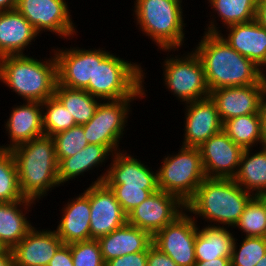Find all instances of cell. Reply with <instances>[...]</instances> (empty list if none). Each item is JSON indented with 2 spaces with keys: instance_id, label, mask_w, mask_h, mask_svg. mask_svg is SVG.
Instances as JSON below:
<instances>
[{
  "instance_id": "6da1fadb",
  "label": "cell",
  "mask_w": 266,
  "mask_h": 266,
  "mask_svg": "<svg viewBox=\"0 0 266 266\" xmlns=\"http://www.w3.org/2000/svg\"><path fill=\"white\" fill-rule=\"evenodd\" d=\"M193 47L201 59L209 91L223 87L257 84L263 71L239 54L219 34L204 32Z\"/></svg>"
},
{
  "instance_id": "7a4b0ae2",
  "label": "cell",
  "mask_w": 266,
  "mask_h": 266,
  "mask_svg": "<svg viewBox=\"0 0 266 266\" xmlns=\"http://www.w3.org/2000/svg\"><path fill=\"white\" fill-rule=\"evenodd\" d=\"M18 169L22 196L34 202L42 201L58 182V160L54 139L42 135L11 150Z\"/></svg>"
},
{
  "instance_id": "3957f363",
  "label": "cell",
  "mask_w": 266,
  "mask_h": 266,
  "mask_svg": "<svg viewBox=\"0 0 266 266\" xmlns=\"http://www.w3.org/2000/svg\"><path fill=\"white\" fill-rule=\"evenodd\" d=\"M253 196L234 179L205 178L185 206L196 222L201 218L207 226L233 228Z\"/></svg>"
},
{
  "instance_id": "277c9868",
  "label": "cell",
  "mask_w": 266,
  "mask_h": 266,
  "mask_svg": "<svg viewBox=\"0 0 266 266\" xmlns=\"http://www.w3.org/2000/svg\"><path fill=\"white\" fill-rule=\"evenodd\" d=\"M29 55L0 58V81L23 101L42 103L54 96L57 84L56 58L53 51L49 53L50 58L37 59Z\"/></svg>"
},
{
  "instance_id": "5b68a950",
  "label": "cell",
  "mask_w": 266,
  "mask_h": 266,
  "mask_svg": "<svg viewBox=\"0 0 266 266\" xmlns=\"http://www.w3.org/2000/svg\"><path fill=\"white\" fill-rule=\"evenodd\" d=\"M141 64L125 60L105 48H95L93 82H89L86 91L101 101L144 98L147 72Z\"/></svg>"
},
{
  "instance_id": "8992f818",
  "label": "cell",
  "mask_w": 266,
  "mask_h": 266,
  "mask_svg": "<svg viewBox=\"0 0 266 266\" xmlns=\"http://www.w3.org/2000/svg\"><path fill=\"white\" fill-rule=\"evenodd\" d=\"M182 0H135L133 17L139 31L159 50L179 49L186 45L187 27ZM184 43V44H183Z\"/></svg>"
},
{
  "instance_id": "52a82bcc",
  "label": "cell",
  "mask_w": 266,
  "mask_h": 266,
  "mask_svg": "<svg viewBox=\"0 0 266 266\" xmlns=\"http://www.w3.org/2000/svg\"><path fill=\"white\" fill-rule=\"evenodd\" d=\"M178 153L163 156L157 168L158 190L176 195L186 204L206 178L199 148L180 146Z\"/></svg>"
},
{
  "instance_id": "ba28073f",
  "label": "cell",
  "mask_w": 266,
  "mask_h": 266,
  "mask_svg": "<svg viewBox=\"0 0 266 266\" xmlns=\"http://www.w3.org/2000/svg\"><path fill=\"white\" fill-rule=\"evenodd\" d=\"M160 51L167 54L161 63V65L163 64V84L172 93L171 95H174L175 99L181 102L180 104L210 96L203 63L194 49L183 53L181 56L175 53V51L178 53L179 49ZM170 52L172 54H169Z\"/></svg>"
},
{
  "instance_id": "9c48e42d",
  "label": "cell",
  "mask_w": 266,
  "mask_h": 266,
  "mask_svg": "<svg viewBox=\"0 0 266 266\" xmlns=\"http://www.w3.org/2000/svg\"><path fill=\"white\" fill-rule=\"evenodd\" d=\"M140 99L143 98L100 101L93 117L82 125L88 144L104 145L113 154L121 151L119 144L128 130V118L134 106L131 104Z\"/></svg>"
},
{
  "instance_id": "30bf717a",
  "label": "cell",
  "mask_w": 266,
  "mask_h": 266,
  "mask_svg": "<svg viewBox=\"0 0 266 266\" xmlns=\"http://www.w3.org/2000/svg\"><path fill=\"white\" fill-rule=\"evenodd\" d=\"M67 3L66 0H18L16 9L39 35L51 32L61 39L72 40L78 30Z\"/></svg>"
},
{
  "instance_id": "8fae6325",
  "label": "cell",
  "mask_w": 266,
  "mask_h": 266,
  "mask_svg": "<svg viewBox=\"0 0 266 266\" xmlns=\"http://www.w3.org/2000/svg\"><path fill=\"white\" fill-rule=\"evenodd\" d=\"M127 150L115 152L111 162L91 184L104 182L108 187H142L155 193L158 190L157 169L148 167L147 162H142ZM147 165H146V164Z\"/></svg>"
},
{
  "instance_id": "7c38bea8",
  "label": "cell",
  "mask_w": 266,
  "mask_h": 266,
  "mask_svg": "<svg viewBox=\"0 0 266 266\" xmlns=\"http://www.w3.org/2000/svg\"><path fill=\"white\" fill-rule=\"evenodd\" d=\"M199 224L186 210L152 237V243L178 266H194Z\"/></svg>"
},
{
  "instance_id": "4fadbf2b",
  "label": "cell",
  "mask_w": 266,
  "mask_h": 266,
  "mask_svg": "<svg viewBox=\"0 0 266 266\" xmlns=\"http://www.w3.org/2000/svg\"><path fill=\"white\" fill-rule=\"evenodd\" d=\"M185 210V204L176 195L157 190L127 214V223L153 237Z\"/></svg>"
},
{
  "instance_id": "5bb4252c",
  "label": "cell",
  "mask_w": 266,
  "mask_h": 266,
  "mask_svg": "<svg viewBox=\"0 0 266 266\" xmlns=\"http://www.w3.org/2000/svg\"><path fill=\"white\" fill-rule=\"evenodd\" d=\"M199 150L206 178L233 179L236 176L244 149L223 130L207 139Z\"/></svg>"
},
{
  "instance_id": "9a60e30c",
  "label": "cell",
  "mask_w": 266,
  "mask_h": 266,
  "mask_svg": "<svg viewBox=\"0 0 266 266\" xmlns=\"http://www.w3.org/2000/svg\"><path fill=\"white\" fill-rule=\"evenodd\" d=\"M51 51L57 62V83L69 88L86 90L89 82H93L95 48L54 46Z\"/></svg>"
},
{
  "instance_id": "2e32d148",
  "label": "cell",
  "mask_w": 266,
  "mask_h": 266,
  "mask_svg": "<svg viewBox=\"0 0 266 266\" xmlns=\"http://www.w3.org/2000/svg\"><path fill=\"white\" fill-rule=\"evenodd\" d=\"M266 94V80L249 86L223 87L210 91L222 123L241 115L259 113Z\"/></svg>"
},
{
  "instance_id": "e0dca14e",
  "label": "cell",
  "mask_w": 266,
  "mask_h": 266,
  "mask_svg": "<svg viewBox=\"0 0 266 266\" xmlns=\"http://www.w3.org/2000/svg\"><path fill=\"white\" fill-rule=\"evenodd\" d=\"M127 223L114 192L104 183L90 185V233L91 239H98Z\"/></svg>"
},
{
  "instance_id": "ac0fdd59",
  "label": "cell",
  "mask_w": 266,
  "mask_h": 266,
  "mask_svg": "<svg viewBox=\"0 0 266 266\" xmlns=\"http://www.w3.org/2000/svg\"><path fill=\"white\" fill-rule=\"evenodd\" d=\"M184 105V136L182 146L199 148L212 135L222 130V121L211 97Z\"/></svg>"
},
{
  "instance_id": "d6986e66",
  "label": "cell",
  "mask_w": 266,
  "mask_h": 266,
  "mask_svg": "<svg viewBox=\"0 0 266 266\" xmlns=\"http://www.w3.org/2000/svg\"><path fill=\"white\" fill-rule=\"evenodd\" d=\"M18 104L11 107L7 122L4 123V133L8 134L9 144L0 145V149L12 150L20 144L44 135L42 104L36 101H23L22 105Z\"/></svg>"
},
{
  "instance_id": "ffe728a7",
  "label": "cell",
  "mask_w": 266,
  "mask_h": 266,
  "mask_svg": "<svg viewBox=\"0 0 266 266\" xmlns=\"http://www.w3.org/2000/svg\"><path fill=\"white\" fill-rule=\"evenodd\" d=\"M40 228L33 226L12 249L15 266H47L64 244L54 229Z\"/></svg>"
},
{
  "instance_id": "44dd1931",
  "label": "cell",
  "mask_w": 266,
  "mask_h": 266,
  "mask_svg": "<svg viewBox=\"0 0 266 266\" xmlns=\"http://www.w3.org/2000/svg\"><path fill=\"white\" fill-rule=\"evenodd\" d=\"M74 198L64 203L55 229L64 244L91 239L90 233V185Z\"/></svg>"
},
{
  "instance_id": "7402d4cb",
  "label": "cell",
  "mask_w": 266,
  "mask_h": 266,
  "mask_svg": "<svg viewBox=\"0 0 266 266\" xmlns=\"http://www.w3.org/2000/svg\"><path fill=\"white\" fill-rule=\"evenodd\" d=\"M223 29H226V33L223 34L221 31L219 35L239 54L247 57L264 72L266 70V28L254 19Z\"/></svg>"
},
{
  "instance_id": "603a6c76",
  "label": "cell",
  "mask_w": 266,
  "mask_h": 266,
  "mask_svg": "<svg viewBox=\"0 0 266 266\" xmlns=\"http://www.w3.org/2000/svg\"><path fill=\"white\" fill-rule=\"evenodd\" d=\"M38 36L31 23L17 9L0 12V58L26 55L25 50Z\"/></svg>"
},
{
  "instance_id": "cb8c5ba5",
  "label": "cell",
  "mask_w": 266,
  "mask_h": 266,
  "mask_svg": "<svg viewBox=\"0 0 266 266\" xmlns=\"http://www.w3.org/2000/svg\"><path fill=\"white\" fill-rule=\"evenodd\" d=\"M104 263L124 255L148 251L152 236L138 227L124 224L110 234L97 239Z\"/></svg>"
},
{
  "instance_id": "d4e9b609",
  "label": "cell",
  "mask_w": 266,
  "mask_h": 266,
  "mask_svg": "<svg viewBox=\"0 0 266 266\" xmlns=\"http://www.w3.org/2000/svg\"><path fill=\"white\" fill-rule=\"evenodd\" d=\"M33 204L35 207L36 202L26 198L0 203V242L6 249L12 250L33 227L27 218Z\"/></svg>"
},
{
  "instance_id": "484cf974",
  "label": "cell",
  "mask_w": 266,
  "mask_h": 266,
  "mask_svg": "<svg viewBox=\"0 0 266 266\" xmlns=\"http://www.w3.org/2000/svg\"><path fill=\"white\" fill-rule=\"evenodd\" d=\"M112 155L113 153L104 145L88 144L74 156L58 162V182L63 186L79 176H85L84 173H92L95 168L99 170Z\"/></svg>"
},
{
  "instance_id": "4316f807",
  "label": "cell",
  "mask_w": 266,
  "mask_h": 266,
  "mask_svg": "<svg viewBox=\"0 0 266 266\" xmlns=\"http://www.w3.org/2000/svg\"><path fill=\"white\" fill-rule=\"evenodd\" d=\"M207 1V4L209 3L208 7L210 6L212 9L210 15V19L212 20L208 21L206 28H204V32L206 33L219 34L222 31V29H220V25L217 23V20L221 21L222 27L226 28L234 24L246 23L256 19L257 0ZM213 13L214 15H212ZM212 16L218 19L215 20Z\"/></svg>"
},
{
  "instance_id": "83f0119b",
  "label": "cell",
  "mask_w": 266,
  "mask_h": 266,
  "mask_svg": "<svg viewBox=\"0 0 266 266\" xmlns=\"http://www.w3.org/2000/svg\"><path fill=\"white\" fill-rule=\"evenodd\" d=\"M232 228L213 227L203 224L198 226L195 239V258L196 261H210L218 257H231L235 232ZM235 236V237H234Z\"/></svg>"
},
{
  "instance_id": "f1b7e54d",
  "label": "cell",
  "mask_w": 266,
  "mask_h": 266,
  "mask_svg": "<svg viewBox=\"0 0 266 266\" xmlns=\"http://www.w3.org/2000/svg\"><path fill=\"white\" fill-rule=\"evenodd\" d=\"M261 148V149H260ZM244 149L234 181L245 191L254 196L266 191V146Z\"/></svg>"
},
{
  "instance_id": "f546056e",
  "label": "cell",
  "mask_w": 266,
  "mask_h": 266,
  "mask_svg": "<svg viewBox=\"0 0 266 266\" xmlns=\"http://www.w3.org/2000/svg\"><path fill=\"white\" fill-rule=\"evenodd\" d=\"M54 96L73 116L77 125L86 124L94 115L100 99L86 90L75 89L56 84Z\"/></svg>"
},
{
  "instance_id": "4dcf8cb0",
  "label": "cell",
  "mask_w": 266,
  "mask_h": 266,
  "mask_svg": "<svg viewBox=\"0 0 266 266\" xmlns=\"http://www.w3.org/2000/svg\"><path fill=\"white\" fill-rule=\"evenodd\" d=\"M222 130L235 144L240 145L243 149L263 146L259 113L228 119L223 122Z\"/></svg>"
},
{
  "instance_id": "1f68e13d",
  "label": "cell",
  "mask_w": 266,
  "mask_h": 266,
  "mask_svg": "<svg viewBox=\"0 0 266 266\" xmlns=\"http://www.w3.org/2000/svg\"><path fill=\"white\" fill-rule=\"evenodd\" d=\"M23 199L15 158L11 150L0 149V203Z\"/></svg>"
},
{
  "instance_id": "d6a6232c",
  "label": "cell",
  "mask_w": 266,
  "mask_h": 266,
  "mask_svg": "<svg viewBox=\"0 0 266 266\" xmlns=\"http://www.w3.org/2000/svg\"><path fill=\"white\" fill-rule=\"evenodd\" d=\"M41 104L44 135L54 136L77 125L73 116L55 96Z\"/></svg>"
},
{
  "instance_id": "836d02e7",
  "label": "cell",
  "mask_w": 266,
  "mask_h": 266,
  "mask_svg": "<svg viewBox=\"0 0 266 266\" xmlns=\"http://www.w3.org/2000/svg\"><path fill=\"white\" fill-rule=\"evenodd\" d=\"M232 229H239L244 237L266 238V211L261 201L253 196Z\"/></svg>"
},
{
  "instance_id": "e575fe53",
  "label": "cell",
  "mask_w": 266,
  "mask_h": 266,
  "mask_svg": "<svg viewBox=\"0 0 266 266\" xmlns=\"http://www.w3.org/2000/svg\"><path fill=\"white\" fill-rule=\"evenodd\" d=\"M237 238L230 257L231 266H255L266 254V238L241 237L240 244Z\"/></svg>"
},
{
  "instance_id": "d590c367",
  "label": "cell",
  "mask_w": 266,
  "mask_h": 266,
  "mask_svg": "<svg viewBox=\"0 0 266 266\" xmlns=\"http://www.w3.org/2000/svg\"><path fill=\"white\" fill-rule=\"evenodd\" d=\"M52 137L58 162L74 156L88 145L82 125H76Z\"/></svg>"
},
{
  "instance_id": "8d00e7d4",
  "label": "cell",
  "mask_w": 266,
  "mask_h": 266,
  "mask_svg": "<svg viewBox=\"0 0 266 266\" xmlns=\"http://www.w3.org/2000/svg\"><path fill=\"white\" fill-rule=\"evenodd\" d=\"M74 266H105L97 239L70 244Z\"/></svg>"
},
{
  "instance_id": "74e56055",
  "label": "cell",
  "mask_w": 266,
  "mask_h": 266,
  "mask_svg": "<svg viewBox=\"0 0 266 266\" xmlns=\"http://www.w3.org/2000/svg\"><path fill=\"white\" fill-rule=\"evenodd\" d=\"M115 194L123 211L128 214L135 207L140 205L145 199L152 195L150 190L142 187H109Z\"/></svg>"
},
{
  "instance_id": "f35d334b",
  "label": "cell",
  "mask_w": 266,
  "mask_h": 266,
  "mask_svg": "<svg viewBox=\"0 0 266 266\" xmlns=\"http://www.w3.org/2000/svg\"><path fill=\"white\" fill-rule=\"evenodd\" d=\"M105 266H147V251L114 258L106 262Z\"/></svg>"
},
{
  "instance_id": "ab89813d",
  "label": "cell",
  "mask_w": 266,
  "mask_h": 266,
  "mask_svg": "<svg viewBox=\"0 0 266 266\" xmlns=\"http://www.w3.org/2000/svg\"><path fill=\"white\" fill-rule=\"evenodd\" d=\"M147 266H178L167 254L153 243L147 251Z\"/></svg>"
},
{
  "instance_id": "60d3db41",
  "label": "cell",
  "mask_w": 266,
  "mask_h": 266,
  "mask_svg": "<svg viewBox=\"0 0 266 266\" xmlns=\"http://www.w3.org/2000/svg\"><path fill=\"white\" fill-rule=\"evenodd\" d=\"M47 266H74L70 244H63Z\"/></svg>"
},
{
  "instance_id": "b9f144b4",
  "label": "cell",
  "mask_w": 266,
  "mask_h": 266,
  "mask_svg": "<svg viewBox=\"0 0 266 266\" xmlns=\"http://www.w3.org/2000/svg\"><path fill=\"white\" fill-rule=\"evenodd\" d=\"M194 266H231L230 257H218L210 261H196Z\"/></svg>"
},
{
  "instance_id": "7bdbcfd3",
  "label": "cell",
  "mask_w": 266,
  "mask_h": 266,
  "mask_svg": "<svg viewBox=\"0 0 266 266\" xmlns=\"http://www.w3.org/2000/svg\"><path fill=\"white\" fill-rule=\"evenodd\" d=\"M259 115L261 120V134H262L263 146H266V94L262 100L259 110Z\"/></svg>"
},
{
  "instance_id": "ee69618b",
  "label": "cell",
  "mask_w": 266,
  "mask_h": 266,
  "mask_svg": "<svg viewBox=\"0 0 266 266\" xmlns=\"http://www.w3.org/2000/svg\"><path fill=\"white\" fill-rule=\"evenodd\" d=\"M256 20L266 28V0H257Z\"/></svg>"
},
{
  "instance_id": "f6af8a7d",
  "label": "cell",
  "mask_w": 266,
  "mask_h": 266,
  "mask_svg": "<svg viewBox=\"0 0 266 266\" xmlns=\"http://www.w3.org/2000/svg\"><path fill=\"white\" fill-rule=\"evenodd\" d=\"M0 266H15L12 250L6 249L0 253Z\"/></svg>"
},
{
  "instance_id": "bcb514c9",
  "label": "cell",
  "mask_w": 266,
  "mask_h": 266,
  "mask_svg": "<svg viewBox=\"0 0 266 266\" xmlns=\"http://www.w3.org/2000/svg\"><path fill=\"white\" fill-rule=\"evenodd\" d=\"M18 0H0V12L16 9Z\"/></svg>"
},
{
  "instance_id": "7dc6e473",
  "label": "cell",
  "mask_w": 266,
  "mask_h": 266,
  "mask_svg": "<svg viewBox=\"0 0 266 266\" xmlns=\"http://www.w3.org/2000/svg\"><path fill=\"white\" fill-rule=\"evenodd\" d=\"M255 196L261 201L266 211V191L261 192Z\"/></svg>"
},
{
  "instance_id": "c3c4849f",
  "label": "cell",
  "mask_w": 266,
  "mask_h": 266,
  "mask_svg": "<svg viewBox=\"0 0 266 266\" xmlns=\"http://www.w3.org/2000/svg\"><path fill=\"white\" fill-rule=\"evenodd\" d=\"M255 266H266V254L261 258Z\"/></svg>"
},
{
  "instance_id": "681fc988",
  "label": "cell",
  "mask_w": 266,
  "mask_h": 266,
  "mask_svg": "<svg viewBox=\"0 0 266 266\" xmlns=\"http://www.w3.org/2000/svg\"><path fill=\"white\" fill-rule=\"evenodd\" d=\"M5 250V246L0 242V253H3Z\"/></svg>"
},
{
  "instance_id": "f907efd6",
  "label": "cell",
  "mask_w": 266,
  "mask_h": 266,
  "mask_svg": "<svg viewBox=\"0 0 266 266\" xmlns=\"http://www.w3.org/2000/svg\"><path fill=\"white\" fill-rule=\"evenodd\" d=\"M263 74H264V78H265V80H266V71H264Z\"/></svg>"
}]
</instances>
